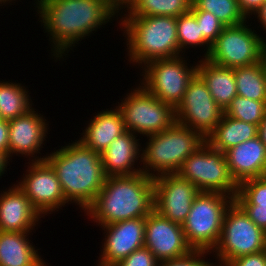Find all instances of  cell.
<instances>
[{"mask_svg": "<svg viewBox=\"0 0 266 266\" xmlns=\"http://www.w3.org/2000/svg\"><path fill=\"white\" fill-rule=\"evenodd\" d=\"M37 15L51 42V57L60 61L75 44L112 18L118 20L120 7L113 0H34ZM116 16V17H115ZM69 49V50H68ZM67 52V53H66ZM59 58V59H58Z\"/></svg>", "mask_w": 266, "mask_h": 266, "instance_id": "obj_1", "label": "cell"}, {"mask_svg": "<svg viewBox=\"0 0 266 266\" xmlns=\"http://www.w3.org/2000/svg\"><path fill=\"white\" fill-rule=\"evenodd\" d=\"M45 160L54 169L67 202L75 203L85 212L107 178L100 153L75 140L50 152Z\"/></svg>", "mask_w": 266, "mask_h": 266, "instance_id": "obj_2", "label": "cell"}, {"mask_svg": "<svg viewBox=\"0 0 266 266\" xmlns=\"http://www.w3.org/2000/svg\"><path fill=\"white\" fill-rule=\"evenodd\" d=\"M154 210V181L144 173L108 176L84 212L99 227L148 216Z\"/></svg>", "mask_w": 266, "mask_h": 266, "instance_id": "obj_3", "label": "cell"}, {"mask_svg": "<svg viewBox=\"0 0 266 266\" xmlns=\"http://www.w3.org/2000/svg\"><path fill=\"white\" fill-rule=\"evenodd\" d=\"M119 15L130 64L139 68L152 60L183 55L179 49L175 17Z\"/></svg>", "mask_w": 266, "mask_h": 266, "instance_id": "obj_4", "label": "cell"}, {"mask_svg": "<svg viewBox=\"0 0 266 266\" xmlns=\"http://www.w3.org/2000/svg\"><path fill=\"white\" fill-rule=\"evenodd\" d=\"M147 138L141 151V166L142 173L152 178L178 173L184 160L206 142L200 132L177 122Z\"/></svg>", "mask_w": 266, "mask_h": 266, "instance_id": "obj_5", "label": "cell"}, {"mask_svg": "<svg viewBox=\"0 0 266 266\" xmlns=\"http://www.w3.org/2000/svg\"><path fill=\"white\" fill-rule=\"evenodd\" d=\"M234 197L218 192H199L182 224L188 246L194 251L213 252L217 246L223 219Z\"/></svg>", "mask_w": 266, "mask_h": 266, "instance_id": "obj_6", "label": "cell"}, {"mask_svg": "<svg viewBox=\"0 0 266 266\" xmlns=\"http://www.w3.org/2000/svg\"><path fill=\"white\" fill-rule=\"evenodd\" d=\"M266 250V232L260 229L234 201L227 209L219 242L212 252L217 266ZM215 252V253H214Z\"/></svg>", "mask_w": 266, "mask_h": 266, "instance_id": "obj_7", "label": "cell"}, {"mask_svg": "<svg viewBox=\"0 0 266 266\" xmlns=\"http://www.w3.org/2000/svg\"><path fill=\"white\" fill-rule=\"evenodd\" d=\"M117 105L126 130L144 137L160 133L176 122L175 109L136 85Z\"/></svg>", "mask_w": 266, "mask_h": 266, "instance_id": "obj_8", "label": "cell"}, {"mask_svg": "<svg viewBox=\"0 0 266 266\" xmlns=\"http://www.w3.org/2000/svg\"><path fill=\"white\" fill-rule=\"evenodd\" d=\"M194 65L191 67L183 55L152 60L140 68V76H143L140 84L157 99L176 109L197 73V63Z\"/></svg>", "mask_w": 266, "mask_h": 266, "instance_id": "obj_9", "label": "cell"}, {"mask_svg": "<svg viewBox=\"0 0 266 266\" xmlns=\"http://www.w3.org/2000/svg\"><path fill=\"white\" fill-rule=\"evenodd\" d=\"M178 174L192 182L200 192H218L235 198L239 184L230 173L225 154L207 142L188 156Z\"/></svg>", "mask_w": 266, "mask_h": 266, "instance_id": "obj_10", "label": "cell"}, {"mask_svg": "<svg viewBox=\"0 0 266 266\" xmlns=\"http://www.w3.org/2000/svg\"><path fill=\"white\" fill-rule=\"evenodd\" d=\"M225 27L211 44L208 61L229 68L250 66L262 61L266 39L250 28L251 23Z\"/></svg>", "mask_w": 266, "mask_h": 266, "instance_id": "obj_11", "label": "cell"}, {"mask_svg": "<svg viewBox=\"0 0 266 266\" xmlns=\"http://www.w3.org/2000/svg\"><path fill=\"white\" fill-rule=\"evenodd\" d=\"M224 110L214 101L205 82L196 73L182 102L175 109L176 122L200 132L205 138L220 122Z\"/></svg>", "mask_w": 266, "mask_h": 266, "instance_id": "obj_12", "label": "cell"}, {"mask_svg": "<svg viewBox=\"0 0 266 266\" xmlns=\"http://www.w3.org/2000/svg\"><path fill=\"white\" fill-rule=\"evenodd\" d=\"M26 174L23 173L17 186L30 200L32 206L45 218L47 214H53L69 204L63 194L60 181L46 161H29ZM56 210V211H55Z\"/></svg>", "mask_w": 266, "mask_h": 266, "instance_id": "obj_13", "label": "cell"}, {"mask_svg": "<svg viewBox=\"0 0 266 266\" xmlns=\"http://www.w3.org/2000/svg\"><path fill=\"white\" fill-rule=\"evenodd\" d=\"M154 210L174 223L182 225L190 212L197 187L178 173L153 178Z\"/></svg>", "mask_w": 266, "mask_h": 266, "instance_id": "obj_14", "label": "cell"}, {"mask_svg": "<svg viewBox=\"0 0 266 266\" xmlns=\"http://www.w3.org/2000/svg\"><path fill=\"white\" fill-rule=\"evenodd\" d=\"M145 222L146 217H141L100 226L105 238L97 266H114L144 247Z\"/></svg>", "mask_w": 266, "mask_h": 266, "instance_id": "obj_15", "label": "cell"}, {"mask_svg": "<svg viewBox=\"0 0 266 266\" xmlns=\"http://www.w3.org/2000/svg\"><path fill=\"white\" fill-rule=\"evenodd\" d=\"M144 247L161 262L188 255V246L182 225L172 222L153 210L146 216Z\"/></svg>", "mask_w": 266, "mask_h": 266, "instance_id": "obj_16", "label": "cell"}, {"mask_svg": "<svg viewBox=\"0 0 266 266\" xmlns=\"http://www.w3.org/2000/svg\"><path fill=\"white\" fill-rule=\"evenodd\" d=\"M32 107L25 114L9 120V161L12 156L29 157L30 161H43L46 156H37L50 132L49 122ZM32 157V159H30Z\"/></svg>", "mask_w": 266, "mask_h": 266, "instance_id": "obj_17", "label": "cell"}, {"mask_svg": "<svg viewBox=\"0 0 266 266\" xmlns=\"http://www.w3.org/2000/svg\"><path fill=\"white\" fill-rule=\"evenodd\" d=\"M12 185L0 192V231L33 232L42 216L17 184Z\"/></svg>", "mask_w": 266, "mask_h": 266, "instance_id": "obj_18", "label": "cell"}, {"mask_svg": "<svg viewBox=\"0 0 266 266\" xmlns=\"http://www.w3.org/2000/svg\"><path fill=\"white\" fill-rule=\"evenodd\" d=\"M137 135L126 130L115 138L110 145L101 152V162L105 175L122 176L142 173V142ZM138 160L139 164H138ZM136 164L140 165L137 168Z\"/></svg>", "mask_w": 266, "mask_h": 266, "instance_id": "obj_19", "label": "cell"}, {"mask_svg": "<svg viewBox=\"0 0 266 266\" xmlns=\"http://www.w3.org/2000/svg\"><path fill=\"white\" fill-rule=\"evenodd\" d=\"M230 173L240 184L244 180L266 176V146L258 136L224 152Z\"/></svg>", "mask_w": 266, "mask_h": 266, "instance_id": "obj_20", "label": "cell"}, {"mask_svg": "<svg viewBox=\"0 0 266 266\" xmlns=\"http://www.w3.org/2000/svg\"><path fill=\"white\" fill-rule=\"evenodd\" d=\"M82 136L78 139L85 147L101 154L115 138L126 131L123 115L116 106L115 109L98 111L90 119Z\"/></svg>", "mask_w": 266, "mask_h": 266, "instance_id": "obj_21", "label": "cell"}, {"mask_svg": "<svg viewBox=\"0 0 266 266\" xmlns=\"http://www.w3.org/2000/svg\"><path fill=\"white\" fill-rule=\"evenodd\" d=\"M30 233L0 231V266H47L28 239Z\"/></svg>", "mask_w": 266, "mask_h": 266, "instance_id": "obj_22", "label": "cell"}, {"mask_svg": "<svg viewBox=\"0 0 266 266\" xmlns=\"http://www.w3.org/2000/svg\"><path fill=\"white\" fill-rule=\"evenodd\" d=\"M197 74L205 82L214 101L223 110L237 96L234 68L223 67L202 58L197 62Z\"/></svg>", "mask_w": 266, "mask_h": 266, "instance_id": "obj_23", "label": "cell"}, {"mask_svg": "<svg viewBox=\"0 0 266 266\" xmlns=\"http://www.w3.org/2000/svg\"><path fill=\"white\" fill-rule=\"evenodd\" d=\"M258 126L233 119L223 114L215 129L206 137V142L215 150L225 152L230 148L257 136Z\"/></svg>", "mask_w": 266, "mask_h": 266, "instance_id": "obj_24", "label": "cell"}, {"mask_svg": "<svg viewBox=\"0 0 266 266\" xmlns=\"http://www.w3.org/2000/svg\"><path fill=\"white\" fill-rule=\"evenodd\" d=\"M191 7L192 0H127L120 7L121 13L119 14L125 13L123 16H170L177 18L179 15L190 12Z\"/></svg>", "mask_w": 266, "mask_h": 266, "instance_id": "obj_25", "label": "cell"}, {"mask_svg": "<svg viewBox=\"0 0 266 266\" xmlns=\"http://www.w3.org/2000/svg\"><path fill=\"white\" fill-rule=\"evenodd\" d=\"M4 81L0 80V117L11 120L25 114L34 106V103L26 89L27 86L16 81Z\"/></svg>", "mask_w": 266, "mask_h": 266, "instance_id": "obj_26", "label": "cell"}, {"mask_svg": "<svg viewBox=\"0 0 266 266\" xmlns=\"http://www.w3.org/2000/svg\"><path fill=\"white\" fill-rule=\"evenodd\" d=\"M234 77L238 96L266 101V76L262 61L250 66L234 68Z\"/></svg>", "mask_w": 266, "mask_h": 266, "instance_id": "obj_27", "label": "cell"}, {"mask_svg": "<svg viewBox=\"0 0 266 266\" xmlns=\"http://www.w3.org/2000/svg\"><path fill=\"white\" fill-rule=\"evenodd\" d=\"M190 11L210 12L226 27L249 21L242 13L237 0H192Z\"/></svg>", "mask_w": 266, "mask_h": 266, "instance_id": "obj_28", "label": "cell"}, {"mask_svg": "<svg viewBox=\"0 0 266 266\" xmlns=\"http://www.w3.org/2000/svg\"><path fill=\"white\" fill-rule=\"evenodd\" d=\"M177 37L180 52L185 55L186 48L204 47V57L209 53L211 45L203 38L200 25L197 23L196 17L191 13L179 15L176 18ZM183 49V50H182Z\"/></svg>", "mask_w": 266, "mask_h": 266, "instance_id": "obj_29", "label": "cell"}, {"mask_svg": "<svg viewBox=\"0 0 266 266\" xmlns=\"http://www.w3.org/2000/svg\"><path fill=\"white\" fill-rule=\"evenodd\" d=\"M266 111V101H256L241 96H235L224 114L233 119L259 125Z\"/></svg>", "mask_w": 266, "mask_h": 266, "instance_id": "obj_30", "label": "cell"}, {"mask_svg": "<svg viewBox=\"0 0 266 266\" xmlns=\"http://www.w3.org/2000/svg\"><path fill=\"white\" fill-rule=\"evenodd\" d=\"M234 201L237 204L266 205V176L241 182Z\"/></svg>", "mask_w": 266, "mask_h": 266, "instance_id": "obj_31", "label": "cell"}, {"mask_svg": "<svg viewBox=\"0 0 266 266\" xmlns=\"http://www.w3.org/2000/svg\"><path fill=\"white\" fill-rule=\"evenodd\" d=\"M200 25L203 38L211 45L226 27L217 17L206 11H190Z\"/></svg>", "mask_w": 266, "mask_h": 266, "instance_id": "obj_32", "label": "cell"}, {"mask_svg": "<svg viewBox=\"0 0 266 266\" xmlns=\"http://www.w3.org/2000/svg\"><path fill=\"white\" fill-rule=\"evenodd\" d=\"M209 254H211V252L192 250L184 257L161 261L158 266H217L216 262L211 263L210 261L208 262V259H205Z\"/></svg>", "mask_w": 266, "mask_h": 266, "instance_id": "obj_33", "label": "cell"}, {"mask_svg": "<svg viewBox=\"0 0 266 266\" xmlns=\"http://www.w3.org/2000/svg\"><path fill=\"white\" fill-rule=\"evenodd\" d=\"M159 261L146 248L142 247L133 251L129 256L119 261L114 266H158Z\"/></svg>", "mask_w": 266, "mask_h": 266, "instance_id": "obj_34", "label": "cell"}, {"mask_svg": "<svg viewBox=\"0 0 266 266\" xmlns=\"http://www.w3.org/2000/svg\"><path fill=\"white\" fill-rule=\"evenodd\" d=\"M249 218L262 230L266 232V205L260 204H238Z\"/></svg>", "mask_w": 266, "mask_h": 266, "instance_id": "obj_35", "label": "cell"}, {"mask_svg": "<svg viewBox=\"0 0 266 266\" xmlns=\"http://www.w3.org/2000/svg\"><path fill=\"white\" fill-rule=\"evenodd\" d=\"M225 266H266V250L237 257Z\"/></svg>", "mask_w": 266, "mask_h": 266, "instance_id": "obj_36", "label": "cell"}, {"mask_svg": "<svg viewBox=\"0 0 266 266\" xmlns=\"http://www.w3.org/2000/svg\"><path fill=\"white\" fill-rule=\"evenodd\" d=\"M239 3V7L244 14V16L248 19L251 18L252 15L264 4L266 0H237Z\"/></svg>", "mask_w": 266, "mask_h": 266, "instance_id": "obj_37", "label": "cell"}, {"mask_svg": "<svg viewBox=\"0 0 266 266\" xmlns=\"http://www.w3.org/2000/svg\"><path fill=\"white\" fill-rule=\"evenodd\" d=\"M0 152L9 159V120L0 119Z\"/></svg>", "mask_w": 266, "mask_h": 266, "instance_id": "obj_38", "label": "cell"}, {"mask_svg": "<svg viewBox=\"0 0 266 266\" xmlns=\"http://www.w3.org/2000/svg\"><path fill=\"white\" fill-rule=\"evenodd\" d=\"M255 17L253 16V18H257L258 22H259V26L263 28V31H265L266 33V1L264 2V4L254 13ZM257 15V16H256Z\"/></svg>", "mask_w": 266, "mask_h": 266, "instance_id": "obj_39", "label": "cell"}, {"mask_svg": "<svg viewBox=\"0 0 266 266\" xmlns=\"http://www.w3.org/2000/svg\"><path fill=\"white\" fill-rule=\"evenodd\" d=\"M257 136L259 137L261 142L266 146V111L264 113L262 121L258 125Z\"/></svg>", "mask_w": 266, "mask_h": 266, "instance_id": "obj_40", "label": "cell"}, {"mask_svg": "<svg viewBox=\"0 0 266 266\" xmlns=\"http://www.w3.org/2000/svg\"><path fill=\"white\" fill-rule=\"evenodd\" d=\"M8 157L0 152V178H2V175L5 174V172L7 173V167H8V164L10 165V161H8Z\"/></svg>", "mask_w": 266, "mask_h": 266, "instance_id": "obj_41", "label": "cell"}, {"mask_svg": "<svg viewBox=\"0 0 266 266\" xmlns=\"http://www.w3.org/2000/svg\"><path fill=\"white\" fill-rule=\"evenodd\" d=\"M262 62H263V70L266 76V52L263 55Z\"/></svg>", "mask_w": 266, "mask_h": 266, "instance_id": "obj_42", "label": "cell"}, {"mask_svg": "<svg viewBox=\"0 0 266 266\" xmlns=\"http://www.w3.org/2000/svg\"><path fill=\"white\" fill-rule=\"evenodd\" d=\"M13 1H16V0H0V6H3L5 4L8 5V3L11 4L10 2L15 3Z\"/></svg>", "mask_w": 266, "mask_h": 266, "instance_id": "obj_43", "label": "cell"}, {"mask_svg": "<svg viewBox=\"0 0 266 266\" xmlns=\"http://www.w3.org/2000/svg\"><path fill=\"white\" fill-rule=\"evenodd\" d=\"M119 7H121L127 0H113Z\"/></svg>", "mask_w": 266, "mask_h": 266, "instance_id": "obj_44", "label": "cell"}]
</instances>
